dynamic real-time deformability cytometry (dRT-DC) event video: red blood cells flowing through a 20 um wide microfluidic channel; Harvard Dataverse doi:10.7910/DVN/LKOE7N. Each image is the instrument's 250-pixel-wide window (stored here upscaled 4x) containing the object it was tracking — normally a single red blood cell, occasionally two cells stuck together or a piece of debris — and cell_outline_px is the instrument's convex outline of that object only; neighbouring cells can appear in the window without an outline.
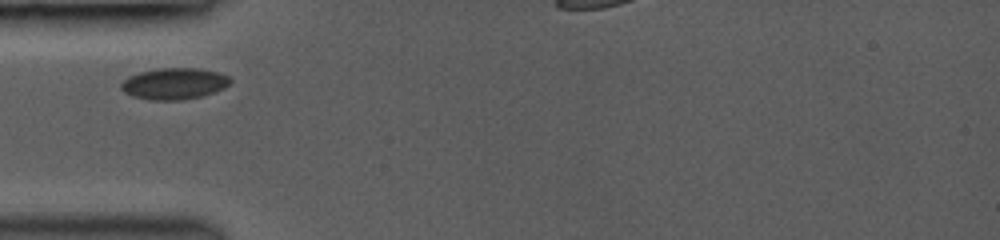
{"species": "common noctule bat (a hibernating species)", "species_latin": "Nyctalus noctula", "temperature_condition": "room temperature", "stored_images_in_passage": 14, "camera_frame_rate_fps": 3000, "um_per_image_px": 0.085, "animal": {"sex": "female", "body_mass_g": 19.0, "forearm_length_mm": 53.3}, "frame": {"image": 1, "passage_image": 1, "time_ms": 0.0, "image_size_px": [1000, 240], "cell_outline_px": [[232, 80], [224, 88], [204, 96], [180, 100], [152, 100], [132, 96], [124, 92], [120, 88], [120, 84], [128, 76], [140, 72], [160, 68], [200, 68], [220, 72], [228, 76]], "centroid_in_image_um": [14.82, 7.11], "position_along_channel_um": 70.2, "area_um2": 20.11}}
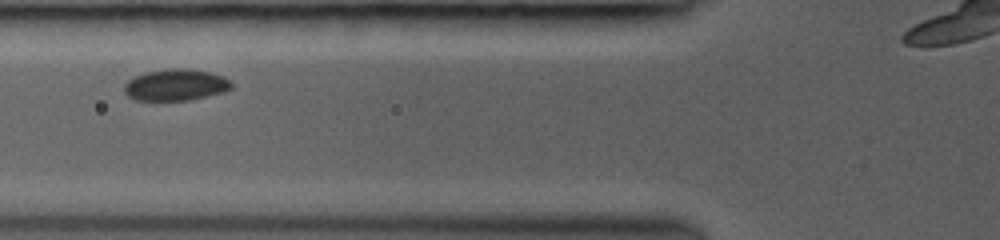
{"frame": {"image": 2, "passage_image": 5, "time_ms": 1.0, "image_size_px": [1000, 240], "cell_outline_px": [[232, 88], [224, 92], [188, 100], [136, 100], [128, 96], [124, 92], [124, 84], [128, 80], [144, 72], [168, 68], [188, 68], [212, 72], [224, 76], [232, 80]], "centroid_in_image_um": [14.96, 7.2], "position_along_channel_um": 110.8, "area_um2": 19.94}}
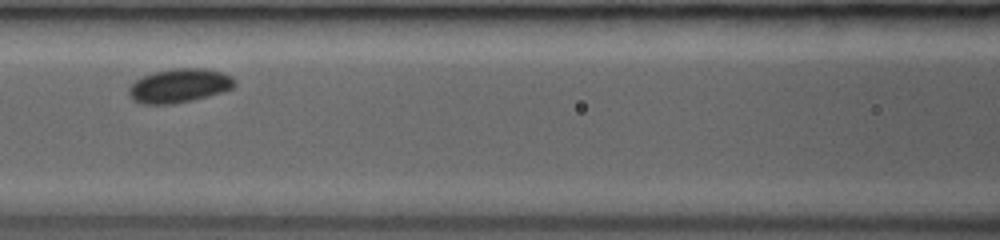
{"frame": {"image": 3, "passage_image": 10, "time_ms": 2.0, "image_size_px": [1000, 240], "cell_outline_px": [[236, 84], [232, 88], [208, 96], [192, 100], [172, 104], [140, 104], [132, 100], [128, 92], [128, 88], [136, 80], [144, 76], [156, 72], [176, 68], [204, 68], [224, 72], [232, 76], [236, 80]], "centroid_in_image_um": [15.25, 7.28], "position_along_channel_um": 151.3, "area_um2": 20.92}}